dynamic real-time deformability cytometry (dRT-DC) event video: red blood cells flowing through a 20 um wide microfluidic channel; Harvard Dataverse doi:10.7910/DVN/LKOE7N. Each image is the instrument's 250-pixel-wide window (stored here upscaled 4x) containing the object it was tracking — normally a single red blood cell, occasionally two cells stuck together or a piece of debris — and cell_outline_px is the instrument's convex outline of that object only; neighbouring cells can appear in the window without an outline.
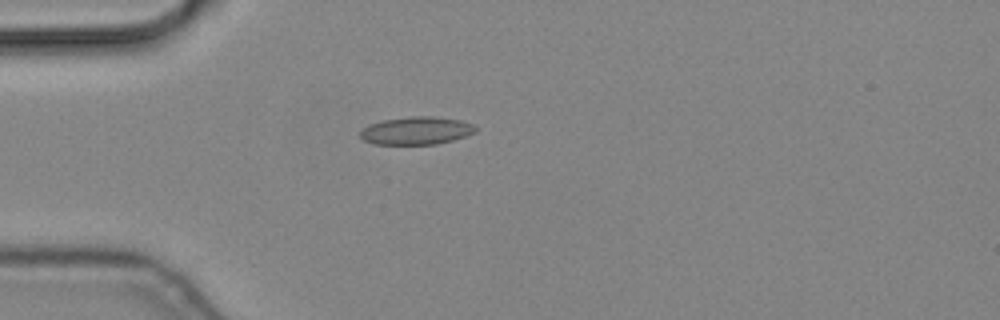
{"species": "common noctule bat (a hibernating species)", "species_latin": "Nyctalus noctula", "temperature_condition": "cold", "stored_images_in_passage": 4, "camera_frame_rate_fps": 3000, "um_per_image_px": 0.085, "animal": {"sex": "male", "body_mass_g": 19.2, "forearm_length_mm": 51.8}, "frame": {"image": 1, "passage_image": 4, "time_ms": 1.0, "image_size_px": [1000, 320], "cell_outline_px": [[476, 132], [452, 140], [436, 144], [376, 144], [364, 140], [360, 136], [360, 132], [368, 124], [384, 120], [408, 116], [432, 116], [460, 120], [476, 124]], "centroid_in_image_um": [35.41, 11.09], "position_along_channel_um": 49.6, "area_um2": 18.67}}